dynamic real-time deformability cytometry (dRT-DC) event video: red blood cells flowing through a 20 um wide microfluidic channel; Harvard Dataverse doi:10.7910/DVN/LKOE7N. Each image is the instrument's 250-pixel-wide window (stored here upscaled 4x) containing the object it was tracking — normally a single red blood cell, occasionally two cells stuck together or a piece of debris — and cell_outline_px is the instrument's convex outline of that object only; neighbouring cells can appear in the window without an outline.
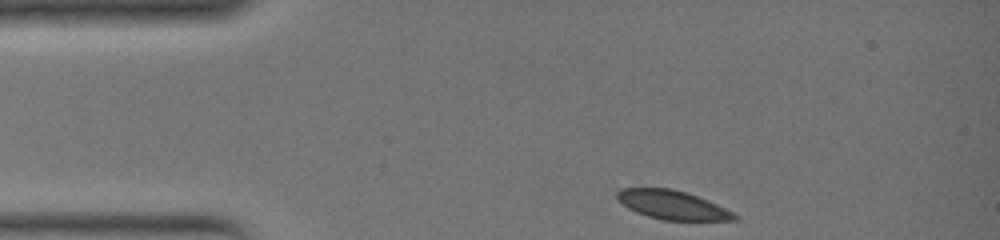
{"species": "common noctule bat (a hibernating species)", "species_latin": "Nyctalus noctula", "temperature_condition": "warm", "stored_images_in_passage": 26, "camera_frame_rate_fps": 3000, "um_per_image_px": 0.085, "animal": {"sex": "female", "body_mass_g": 19.0, "forearm_length_mm": 51.5}, "frame": {"image": 1, "passage_image": 1, "time_ms": 0.0, "image_size_px": [1000, 240], "cell_outline_px": [[740, 216], [736, 220], [664, 220], [648, 216], [636, 212], [628, 208], [616, 200], [616, 192], [620, 188], [672, 188], [688, 192], [708, 200]], "centroid_in_image_um": [57.12, 17.4], "position_along_channel_um": 27.9, "area_um2": 19.83}}
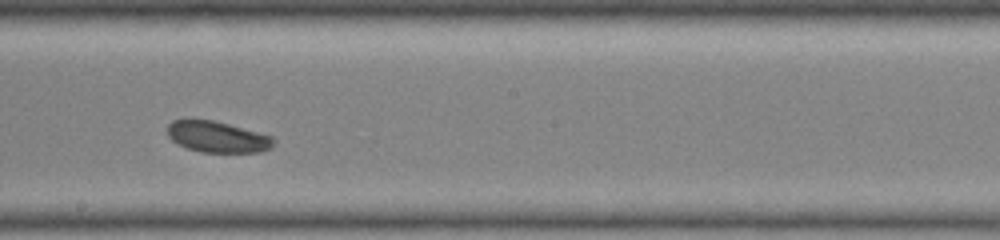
{"frame": {"image": 2, "passage_image": 15, "time_ms": 4.667, "image_size_px": [1000, 240], "cell_outline_px": [[276, 140], [272, 148], [260, 152], [200, 152], [176, 144], [168, 136], [168, 124], [172, 120], [212, 120], [228, 124], [272, 136]], "centroid_in_image_um": [18.49, 11.65], "position_along_channel_um": 229.7, "area_um2": 19.19}}
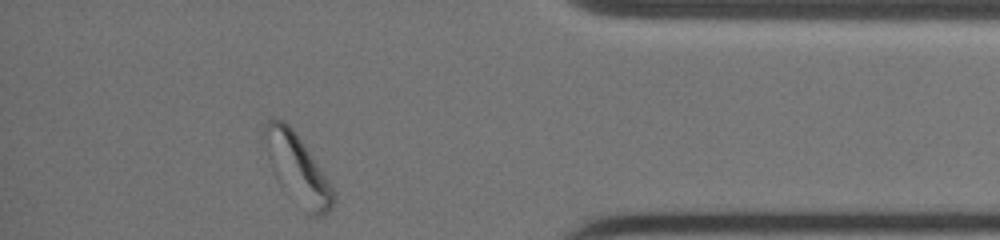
{"frame": {"image": 3, "passage_image": 26, "time_ms": 8.333, "image_size_px": [1000, 240], "cell_outline_px": [[336, 196], [332, 208], [324, 216], [308, 216], [276, 180], [272, 172], [268, 160], [264, 132], [264, 124], [268, 120], [284, 120], [292, 128], [332, 184]], "centroid_in_image_um": [25.3, 14.42], "position_along_channel_um": 409.9, "area_um2": 27.8}}